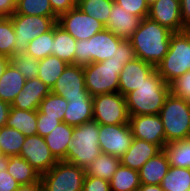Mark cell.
Segmentation results:
<instances>
[{"mask_svg": "<svg viewBox=\"0 0 190 191\" xmlns=\"http://www.w3.org/2000/svg\"><path fill=\"white\" fill-rule=\"evenodd\" d=\"M172 31L148 17L129 38L136 57L156 66L168 53Z\"/></svg>", "mask_w": 190, "mask_h": 191, "instance_id": "obj_1", "label": "cell"}, {"mask_svg": "<svg viewBox=\"0 0 190 191\" xmlns=\"http://www.w3.org/2000/svg\"><path fill=\"white\" fill-rule=\"evenodd\" d=\"M170 93V85L155 69L138 89L125 96L129 116L159 114Z\"/></svg>", "mask_w": 190, "mask_h": 191, "instance_id": "obj_2", "label": "cell"}, {"mask_svg": "<svg viewBox=\"0 0 190 191\" xmlns=\"http://www.w3.org/2000/svg\"><path fill=\"white\" fill-rule=\"evenodd\" d=\"M99 123L92 120L73 127V138L63 160L86 169L101 154L99 146Z\"/></svg>", "mask_w": 190, "mask_h": 191, "instance_id": "obj_3", "label": "cell"}, {"mask_svg": "<svg viewBox=\"0 0 190 191\" xmlns=\"http://www.w3.org/2000/svg\"><path fill=\"white\" fill-rule=\"evenodd\" d=\"M155 69L169 85L190 71V34L187 31L171 35L168 53Z\"/></svg>", "mask_w": 190, "mask_h": 191, "instance_id": "obj_4", "label": "cell"}, {"mask_svg": "<svg viewBox=\"0 0 190 191\" xmlns=\"http://www.w3.org/2000/svg\"><path fill=\"white\" fill-rule=\"evenodd\" d=\"M166 144L188 140L190 134V102L172 93L166 98L160 110Z\"/></svg>", "mask_w": 190, "mask_h": 191, "instance_id": "obj_5", "label": "cell"}, {"mask_svg": "<svg viewBox=\"0 0 190 191\" xmlns=\"http://www.w3.org/2000/svg\"><path fill=\"white\" fill-rule=\"evenodd\" d=\"M126 60L111 57L102 62L83 66L85 88L91 96L118 92L119 75Z\"/></svg>", "mask_w": 190, "mask_h": 191, "instance_id": "obj_6", "label": "cell"}, {"mask_svg": "<svg viewBox=\"0 0 190 191\" xmlns=\"http://www.w3.org/2000/svg\"><path fill=\"white\" fill-rule=\"evenodd\" d=\"M123 38L104 29L90 39L76 42L74 64L85 66L91 63L102 62L116 54V50Z\"/></svg>", "mask_w": 190, "mask_h": 191, "instance_id": "obj_7", "label": "cell"}, {"mask_svg": "<svg viewBox=\"0 0 190 191\" xmlns=\"http://www.w3.org/2000/svg\"><path fill=\"white\" fill-rule=\"evenodd\" d=\"M85 170L65 161H58L41 175L42 191H83Z\"/></svg>", "mask_w": 190, "mask_h": 191, "instance_id": "obj_8", "label": "cell"}, {"mask_svg": "<svg viewBox=\"0 0 190 191\" xmlns=\"http://www.w3.org/2000/svg\"><path fill=\"white\" fill-rule=\"evenodd\" d=\"M10 18L16 34L14 55L25 53L30 41L42 33L50 31L58 19V17L30 16L25 14H13Z\"/></svg>", "mask_w": 190, "mask_h": 191, "instance_id": "obj_9", "label": "cell"}, {"mask_svg": "<svg viewBox=\"0 0 190 191\" xmlns=\"http://www.w3.org/2000/svg\"><path fill=\"white\" fill-rule=\"evenodd\" d=\"M125 96L119 92L93 96V120L101 125L128 124Z\"/></svg>", "mask_w": 190, "mask_h": 191, "instance_id": "obj_10", "label": "cell"}, {"mask_svg": "<svg viewBox=\"0 0 190 191\" xmlns=\"http://www.w3.org/2000/svg\"><path fill=\"white\" fill-rule=\"evenodd\" d=\"M56 23L77 41L90 39L105 29L103 23L88 16L78 6L60 15Z\"/></svg>", "mask_w": 190, "mask_h": 191, "instance_id": "obj_11", "label": "cell"}, {"mask_svg": "<svg viewBox=\"0 0 190 191\" xmlns=\"http://www.w3.org/2000/svg\"><path fill=\"white\" fill-rule=\"evenodd\" d=\"M99 146L101 153L121 158L131 146L134 139L128 124H99Z\"/></svg>", "mask_w": 190, "mask_h": 191, "instance_id": "obj_12", "label": "cell"}, {"mask_svg": "<svg viewBox=\"0 0 190 191\" xmlns=\"http://www.w3.org/2000/svg\"><path fill=\"white\" fill-rule=\"evenodd\" d=\"M51 92L65 99H93L85 88L83 66L68 64Z\"/></svg>", "mask_w": 190, "mask_h": 191, "instance_id": "obj_13", "label": "cell"}, {"mask_svg": "<svg viewBox=\"0 0 190 191\" xmlns=\"http://www.w3.org/2000/svg\"><path fill=\"white\" fill-rule=\"evenodd\" d=\"M19 155L40 175L48 172L58 162L40 135L26 137Z\"/></svg>", "mask_w": 190, "mask_h": 191, "instance_id": "obj_14", "label": "cell"}, {"mask_svg": "<svg viewBox=\"0 0 190 191\" xmlns=\"http://www.w3.org/2000/svg\"><path fill=\"white\" fill-rule=\"evenodd\" d=\"M129 126L134 138L145 140L164 149L166 144L165 131L159 114L132 115Z\"/></svg>", "mask_w": 190, "mask_h": 191, "instance_id": "obj_15", "label": "cell"}, {"mask_svg": "<svg viewBox=\"0 0 190 191\" xmlns=\"http://www.w3.org/2000/svg\"><path fill=\"white\" fill-rule=\"evenodd\" d=\"M149 19L158 22L173 33L186 31L182 22L180 0H157L149 6Z\"/></svg>", "mask_w": 190, "mask_h": 191, "instance_id": "obj_16", "label": "cell"}, {"mask_svg": "<svg viewBox=\"0 0 190 191\" xmlns=\"http://www.w3.org/2000/svg\"><path fill=\"white\" fill-rule=\"evenodd\" d=\"M154 70L153 64L139 58L127 62L119 75L118 92L126 96L129 92L138 89Z\"/></svg>", "mask_w": 190, "mask_h": 191, "instance_id": "obj_17", "label": "cell"}, {"mask_svg": "<svg viewBox=\"0 0 190 191\" xmlns=\"http://www.w3.org/2000/svg\"><path fill=\"white\" fill-rule=\"evenodd\" d=\"M50 93L51 88L38 77L26 80L22 90L12 102L11 107L37 111L41 101Z\"/></svg>", "mask_w": 190, "mask_h": 191, "instance_id": "obj_18", "label": "cell"}, {"mask_svg": "<svg viewBox=\"0 0 190 191\" xmlns=\"http://www.w3.org/2000/svg\"><path fill=\"white\" fill-rule=\"evenodd\" d=\"M142 19L127 13L126 10H123V7L114 2L107 23L104 26L105 29L118 37L129 39L140 26Z\"/></svg>", "mask_w": 190, "mask_h": 191, "instance_id": "obj_19", "label": "cell"}, {"mask_svg": "<svg viewBox=\"0 0 190 191\" xmlns=\"http://www.w3.org/2000/svg\"><path fill=\"white\" fill-rule=\"evenodd\" d=\"M162 149L158 145L134 138L131 146L120 158L122 166L139 171L141 167Z\"/></svg>", "mask_w": 190, "mask_h": 191, "instance_id": "obj_20", "label": "cell"}, {"mask_svg": "<svg viewBox=\"0 0 190 191\" xmlns=\"http://www.w3.org/2000/svg\"><path fill=\"white\" fill-rule=\"evenodd\" d=\"M170 168L168 157L162 149L150 158L139 170L141 184L161 185L164 176Z\"/></svg>", "mask_w": 190, "mask_h": 191, "instance_id": "obj_21", "label": "cell"}, {"mask_svg": "<svg viewBox=\"0 0 190 191\" xmlns=\"http://www.w3.org/2000/svg\"><path fill=\"white\" fill-rule=\"evenodd\" d=\"M73 136V126L60 122L44 137L51 153L58 161H63L70 147Z\"/></svg>", "mask_w": 190, "mask_h": 191, "instance_id": "obj_22", "label": "cell"}, {"mask_svg": "<svg viewBox=\"0 0 190 191\" xmlns=\"http://www.w3.org/2000/svg\"><path fill=\"white\" fill-rule=\"evenodd\" d=\"M25 77L11 63L0 77V99L12 104L25 84Z\"/></svg>", "mask_w": 190, "mask_h": 191, "instance_id": "obj_23", "label": "cell"}, {"mask_svg": "<svg viewBox=\"0 0 190 191\" xmlns=\"http://www.w3.org/2000/svg\"><path fill=\"white\" fill-rule=\"evenodd\" d=\"M68 106L63 122L76 127L93 120V99H66Z\"/></svg>", "mask_w": 190, "mask_h": 191, "instance_id": "obj_24", "label": "cell"}, {"mask_svg": "<svg viewBox=\"0 0 190 191\" xmlns=\"http://www.w3.org/2000/svg\"><path fill=\"white\" fill-rule=\"evenodd\" d=\"M6 126L20 131L25 137L37 135V111L11 107Z\"/></svg>", "mask_w": 190, "mask_h": 191, "instance_id": "obj_25", "label": "cell"}, {"mask_svg": "<svg viewBox=\"0 0 190 191\" xmlns=\"http://www.w3.org/2000/svg\"><path fill=\"white\" fill-rule=\"evenodd\" d=\"M77 40L57 23L54 25L52 55L59 57L67 64H74Z\"/></svg>", "mask_w": 190, "mask_h": 191, "instance_id": "obj_26", "label": "cell"}, {"mask_svg": "<svg viewBox=\"0 0 190 191\" xmlns=\"http://www.w3.org/2000/svg\"><path fill=\"white\" fill-rule=\"evenodd\" d=\"M7 172L20 185L41 182V175L20 155L8 156Z\"/></svg>", "mask_w": 190, "mask_h": 191, "instance_id": "obj_27", "label": "cell"}, {"mask_svg": "<svg viewBox=\"0 0 190 191\" xmlns=\"http://www.w3.org/2000/svg\"><path fill=\"white\" fill-rule=\"evenodd\" d=\"M67 63L59 57L50 55L39 60V69L37 77L52 89L56 80L67 67Z\"/></svg>", "mask_w": 190, "mask_h": 191, "instance_id": "obj_28", "label": "cell"}, {"mask_svg": "<svg viewBox=\"0 0 190 191\" xmlns=\"http://www.w3.org/2000/svg\"><path fill=\"white\" fill-rule=\"evenodd\" d=\"M120 164L119 158L110 154L101 153L91 165L85 169V173L86 175L110 181Z\"/></svg>", "mask_w": 190, "mask_h": 191, "instance_id": "obj_29", "label": "cell"}, {"mask_svg": "<svg viewBox=\"0 0 190 191\" xmlns=\"http://www.w3.org/2000/svg\"><path fill=\"white\" fill-rule=\"evenodd\" d=\"M140 185L139 171L121 164L110 180L111 191H138Z\"/></svg>", "mask_w": 190, "mask_h": 191, "instance_id": "obj_30", "label": "cell"}, {"mask_svg": "<svg viewBox=\"0 0 190 191\" xmlns=\"http://www.w3.org/2000/svg\"><path fill=\"white\" fill-rule=\"evenodd\" d=\"M161 187L164 191H189L190 169L170 166Z\"/></svg>", "mask_w": 190, "mask_h": 191, "instance_id": "obj_31", "label": "cell"}, {"mask_svg": "<svg viewBox=\"0 0 190 191\" xmlns=\"http://www.w3.org/2000/svg\"><path fill=\"white\" fill-rule=\"evenodd\" d=\"M164 151L170 166L190 169V141L181 140L168 143Z\"/></svg>", "mask_w": 190, "mask_h": 191, "instance_id": "obj_32", "label": "cell"}, {"mask_svg": "<svg viewBox=\"0 0 190 191\" xmlns=\"http://www.w3.org/2000/svg\"><path fill=\"white\" fill-rule=\"evenodd\" d=\"M25 139L24 134L12 127L0 128V147L6 156L19 155Z\"/></svg>", "mask_w": 190, "mask_h": 191, "instance_id": "obj_33", "label": "cell"}, {"mask_svg": "<svg viewBox=\"0 0 190 191\" xmlns=\"http://www.w3.org/2000/svg\"><path fill=\"white\" fill-rule=\"evenodd\" d=\"M54 41V27L45 33L32 39L28 44L26 55L42 60L43 58L52 55Z\"/></svg>", "mask_w": 190, "mask_h": 191, "instance_id": "obj_34", "label": "cell"}, {"mask_svg": "<svg viewBox=\"0 0 190 191\" xmlns=\"http://www.w3.org/2000/svg\"><path fill=\"white\" fill-rule=\"evenodd\" d=\"M14 14L57 17L53 12L50 0H17Z\"/></svg>", "mask_w": 190, "mask_h": 191, "instance_id": "obj_35", "label": "cell"}, {"mask_svg": "<svg viewBox=\"0 0 190 191\" xmlns=\"http://www.w3.org/2000/svg\"><path fill=\"white\" fill-rule=\"evenodd\" d=\"M68 101L54 93L48 94L40 103L38 111L46 117L56 118L63 122Z\"/></svg>", "mask_w": 190, "mask_h": 191, "instance_id": "obj_36", "label": "cell"}, {"mask_svg": "<svg viewBox=\"0 0 190 191\" xmlns=\"http://www.w3.org/2000/svg\"><path fill=\"white\" fill-rule=\"evenodd\" d=\"M113 3L114 0H85L78 7L88 16L94 17L105 25Z\"/></svg>", "mask_w": 190, "mask_h": 191, "instance_id": "obj_37", "label": "cell"}, {"mask_svg": "<svg viewBox=\"0 0 190 191\" xmlns=\"http://www.w3.org/2000/svg\"><path fill=\"white\" fill-rule=\"evenodd\" d=\"M16 34L10 17H0V55L8 58L14 56Z\"/></svg>", "mask_w": 190, "mask_h": 191, "instance_id": "obj_38", "label": "cell"}, {"mask_svg": "<svg viewBox=\"0 0 190 191\" xmlns=\"http://www.w3.org/2000/svg\"><path fill=\"white\" fill-rule=\"evenodd\" d=\"M10 63L25 77V80L37 78L39 60L25 53L15 54L10 58Z\"/></svg>", "mask_w": 190, "mask_h": 191, "instance_id": "obj_39", "label": "cell"}, {"mask_svg": "<svg viewBox=\"0 0 190 191\" xmlns=\"http://www.w3.org/2000/svg\"><path fill=\"white\" fill-rule=\"evenodd\" d=\"M115 3L123 7L127 13L146 18L149 13V6L145 0H114Z\"/></svg>", "mask_w": 190, "mask_h": 191, "instance_id": "obj_40", "label": "cell"}, {"mask_svg": "<svg viewBox=\"0 0 190 191\" xmlns=\"http://www.w3.org/2000/svg\"><path fill=\"white\" fill-rule=\"evenodd\" d=\"M171 93L190 102V71L177 78L170 84Z\"/></svg>", "mask_w": 190, "mask_h": 191, "instance_id": "obj_41", "label": "cell"}, {"mask_svg": "<svg viewBox=\"0 0 190 191\" xmlns=\"http://www.w3.org/2000/svg\"><path fill=\"white\" fill-rule=\"evenodd\" d=\"M61 121L56 118L46 117L37 110V135L45 137L48 135Z\"/></svg>", "mask_w": 190, "mask_h": 191, "instance_id": "obj_42", "label": "cell"}, {"mask_svg": "<svg viewBox=\"0 0 190 191\" xmlns=\"http://www.w3.org/2000/svg\"><path fill=\"white\" fill-rule=\"evenodd\" d=\"M136 58L135 50L129 39H123L117 47L116 54L113 55V59L126 60L127 62Z\"/></svg>", "mask_w": 190, "mask_h": 191, "instance_id": "obj_43", "label": "cell"}, {"mask_svg": "<svg viewBox=\"0 0 190 191\" xmlns=\"http://www.w3.org/2000/svg\"><path fill=\"white\" fill-rule=\"evenodd\" d=\"M83 191H111L110 181L86 175Z\"/></svg>", "mask_w": 190, "mask_h": 191, "instance_id": "obj_44", "label": "cell"}, {"mask_svg": "<svg viewBox=\"0 0 190 191\" xmlns=\"http://www.w3.org/2000/svg\"><path fill=\"white\" fill-rule=\"evenodd\" d=\"M19 186L20 183L7 170L0 171V191H16Z\"/></svg>", "mask_w": 190, "mask_h": 191, "instance_id": "obj_45", "label": "cell"}, {"mask_svg": "<svg viewBox=\"0 0 190 191\" xmlns=\"http://www.w3.org/2000/svg\"><path fill=\"white\" fill-rule=\"evenodd\" d=\"M50 4L57 17L76 7L72 0H50Z\"/></svg>", "mask_w": 190, "mask_h": 191, "instance_id": "obj_46", "label": "cell"}, {"mask_svg": "<svg viewBox=\"0 0 190 191\" xmlns=\"http://www.w3.org/2000/svg\"><path fill=\"white\" fill-rule=\"evenodd\" d=\"M15 11V0H0V17H11Z\"/></svg>", "mask_w": 190, "mask_h": 191, "instance_id": "obj_47", "label": "cell"}, {"mask_svg": "<svg viewBox=\"0 0 190 191\" xmlns=\"http://www.w3.org/2000/svg\"><path fill=\"white\" fill-rule=\"evenodd\" d=\"M181 17L185 27L190 24V0H180Z\"/></svg>", "mask_w": 190, "mask_h": 191, "instance_id": "obj_48", "label": "cell"}, {"mask_svg": "<svg viewBox=\"0 0 190 191\" xmlns=\"http://www.w3.org/2000/svg\"><path fill=\"white\" fill-rule=\"evenodd\" d=\"M11 104L0 99V128L6 125Z\"/></svg>", "mask_w": 190, "mask_h": 191, "instance_id": "obj_49", "label": "cell"}, {"mask_svg": "<svg viewBox=\"0 0 190 191\" xmlns=\"http://www.w3.org/2000/svg\"><path fill=\"white\" fill-rule=\"evenodd\" d=\"M16 191H42L41 182L20 185Z\"/></svg>", "mask_w": 190, "mask_h": 191, "instance_id": "obj_50", "label": "cell"}, {"mask_svg": "<svg viewBox=\"0 0 190 191\" xmlns=\"http://www.w3.org/2000/svg\"><path fill=\"white\" fill-rule=\"evenodd\" d=\"M138 191H164L161 185L141 184Z\"/></svg>", "mask_w": 190, "mask_h": 191, "instance_id": "obj_51", "label": "cell"}, {"mask_svg": "<svg viewBox=\"0 0 190 191\" xmlns=\"http://www.w3.org/2000/svg\"><path fill=\"white\" fill-rule=\"evenodd\" d=\"M9 63L10 58L0 55V77Z\"/></svg>", "mask_w": 190, "mask_h": 191, "instance_id": "obj_52", "label": "cell"}, {"mask_svg": "<svg viewBox=\"0 0 190 191\" xmlns=\"http://www.w3.org/2000/svg\"><path fill=\"white\" fill-rule=\"evenodd\" d=\"M8 167V156L2 155L0 156V171L7 170Z\"/></svg>", "mask_w": 190, "mask_h": 191, "instance_id": "obj_53", "label": "cell"}, {"mask_svg": "<svg viewBox=\"0 0 190 191\" xmlns=\"http://www.w3.org/2000/svg\"><path fill=\"white\" fill-rule=\"evenodd\" d=\"M72 1H73L75 6H78L79 4H81L85 0H72Z\"/></svg>", "mask_w": 190, "mask_h": 191, "instance_id": "obj_54", "label": "cell"}, {"mask_svg": "<svg viewBox=\"0 0 190 191\" xmlns=\"http://www.w3.org/2000/svg\"><path fill=\"white\" fill-rule=\"evenodd\" d=\"M157 0H145L148 6H151Z\"/></svg>", "mask_w": 190, "mask_h": 191, "instance_id": "obj_55", "label": "cell"}, {"mask_svg": "<svg viewBox=\"0 0 190 191\" xmlns=\"http://www.w3.org/2000/svg\"><path fill=\"white\" fill-rule=\"evenodd\" d=\"M186 31L190 34V24L186 27Z\"/></svg>", "mask_w": 190, "mask_h": 191, "instance_id": "obj_56", "label": "cell"}, {"mask_svg": "<svg viewBox=\"0 0 190 191\" xmlns=\"http://www.w3.org/2000/svg\"><path fill=\"white\" fill-rule=\"evenodd\" d=\"M4 155L3 152H2V149L0 147V156Z\"/></svg>", "mask_w": 190, "mask_h": 191, "instance_id": "obj_57", "label": "cell"}]
</instances>
